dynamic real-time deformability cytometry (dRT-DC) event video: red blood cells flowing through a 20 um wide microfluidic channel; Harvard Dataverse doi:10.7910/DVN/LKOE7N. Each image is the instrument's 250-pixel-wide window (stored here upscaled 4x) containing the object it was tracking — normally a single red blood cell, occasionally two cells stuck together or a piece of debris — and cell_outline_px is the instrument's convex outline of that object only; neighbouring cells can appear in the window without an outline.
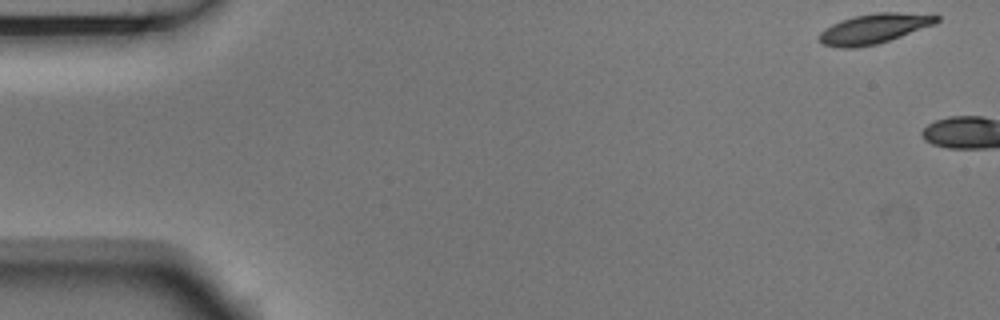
{"species": "Egyptian fruit bat (a non-hibernating species)", "species_latin": "Rousettus aegyptiacus", "temperature_condition": "room temperature", "stored_images_in_passage": 2, "camera_frame_rate_fps": 3000, "um_per_image_px": 0.085, "animal": {"sex": "male"}, "frame": {"image": 1, "passage_image": 1, "time_ms": 0.0, "image_size_px": [1000, 320], "cell_outline_px": [[940, 20], [936, 24], [876, 44], [852, 48], [840, 48], [824, 44], [820, 40], [820, 32], [824, 28], [840, 20], [856, 16], [876, 12], [896, 12], [940, 16]], "centroid_in_image_um": [74.29, 2.43], "position_along_channel_um": 10.7, "area_um2": 20.11}}